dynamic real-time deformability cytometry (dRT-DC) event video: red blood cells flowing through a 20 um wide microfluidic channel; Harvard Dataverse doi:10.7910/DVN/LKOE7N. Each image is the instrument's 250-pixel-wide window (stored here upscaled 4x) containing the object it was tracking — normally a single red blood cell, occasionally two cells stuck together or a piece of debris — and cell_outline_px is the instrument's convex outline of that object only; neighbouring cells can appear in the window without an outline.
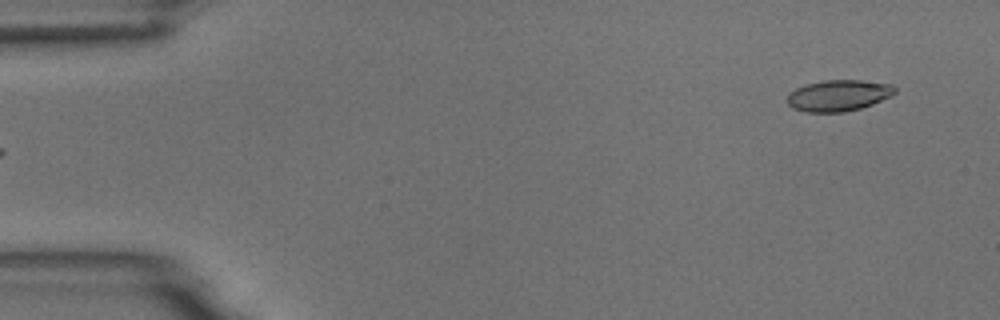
{"species": "common noctule bat (a hibernating species)", "species_latin": "Nyctalus noctula", "temperature_condition": "room temperature", "stored_images_in_passage": 6, "camera_frame_rate_fps": 3000, "um_per_image_px": 0.085, "animal": {"sex": "male", "body_mass_g": 18.8}, "frame": {"image": 1, "passage_image": 6, "time_ms": 6.0, "image_size_px": [1000, 320], "cell_outline_px": [[896, 92], [892, 96], [872, 104], [860, 108], [844, 112], [804, 112], [792, 108], [788, 104], [788, 92], [804, 84], [824, 80], [860, 80], [892, 84], [896, 88]], "centroid_in_image_um": [71.26, 8.11], "position_along_channel_um": 13.7, "area_um2": 19.77}}